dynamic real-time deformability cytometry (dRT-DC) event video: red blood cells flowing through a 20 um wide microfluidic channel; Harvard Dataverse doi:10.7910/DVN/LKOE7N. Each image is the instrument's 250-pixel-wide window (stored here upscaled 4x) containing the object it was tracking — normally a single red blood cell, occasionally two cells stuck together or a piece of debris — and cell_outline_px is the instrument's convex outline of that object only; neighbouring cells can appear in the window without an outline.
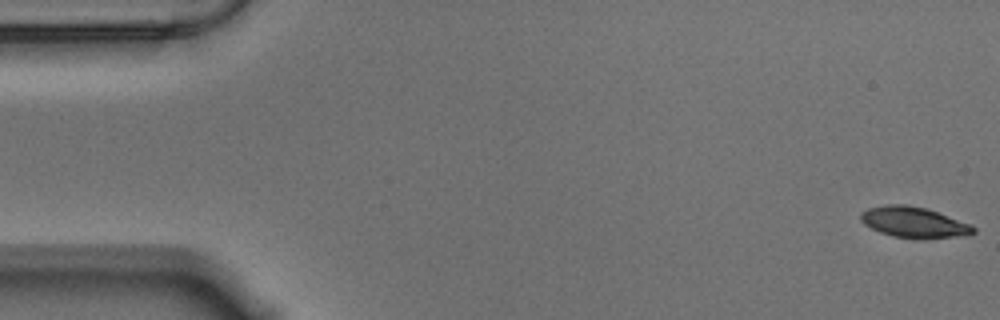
{"species": "Egyptian fruit bat (a non-hibernating species)", "species_latin": "Rousettus aegyptiacus", "temperature_condition": "warm", "stored_images_in_passage": 57, "camera_frame_rate_fps": 3000, "um_per_image_px": 0.085, "animal": {"sex": "male"}, "frame": {"image": 1, "passage_image": 1, "time_ms": 0.0, "image_size_px": [1000, 320], "cell_outline_px": [[976, 232], [968, 236], [892, 236], [880, 232], [864, 224], [860, 220], [860, 212], [868, 208], [884, 204], [904, 204], [924, 208], [972, 224], [976, 228]], "centroid_in_image_um": [77.65, 18.85], "position_along_channel_um": 7.3, "area_um2": 19.54}}
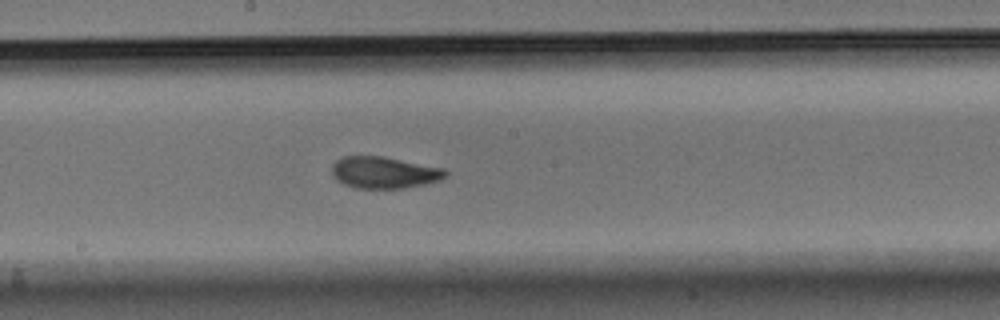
{"frame": {"image": 2, "passage_image": 30, "time_ms": 9.667, "image_size_px": [1000, 320], "cell_outline_px": [[448, 176], [440, 180], [428, 184], [404, 188], [356, 188], [344, 184], [336, 180], [332, 176], [332, 164], [340, 156], [384, 156], [444, 168], [448, 172]], "centroid_in_image_um": [32.66, 14.66], "position_along_channel_um": 215.5, "area_um2": 21.33}}
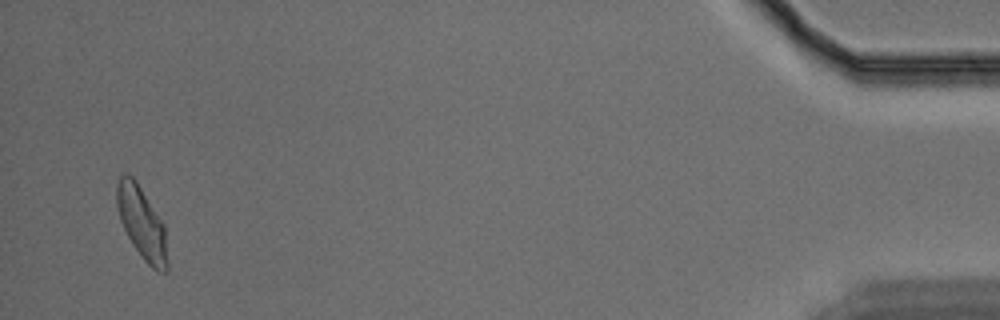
{"frame": {"image": 3, "passage_image": 55, "time_ms": 18.0, "image_size_px": [1000, 320], "cell_outline_px": [[168, 272], [156, 272], [144, 260], [132, 244], [120, 220], [116, 204], [116, 184], [120, 176], [132, 176], [136, 180], [164, 224], [168, 260]], "centroid_in_image_um": [12.07, 19.0], "position_along_channel_um": 423.1, "area_um2": 21.27}, "authors_computed_cell_mechanics": {"area_um2": 20.7502, "velocity_mm_per_s": 3.5204, "shape_relaxation_time_tau1_ms": 3.73, "shape_relaxation_time_tau2_ms": 1.8128, "deformation_change_tau1": 0.1369, "deformation_change_tau2": 0.0754}}